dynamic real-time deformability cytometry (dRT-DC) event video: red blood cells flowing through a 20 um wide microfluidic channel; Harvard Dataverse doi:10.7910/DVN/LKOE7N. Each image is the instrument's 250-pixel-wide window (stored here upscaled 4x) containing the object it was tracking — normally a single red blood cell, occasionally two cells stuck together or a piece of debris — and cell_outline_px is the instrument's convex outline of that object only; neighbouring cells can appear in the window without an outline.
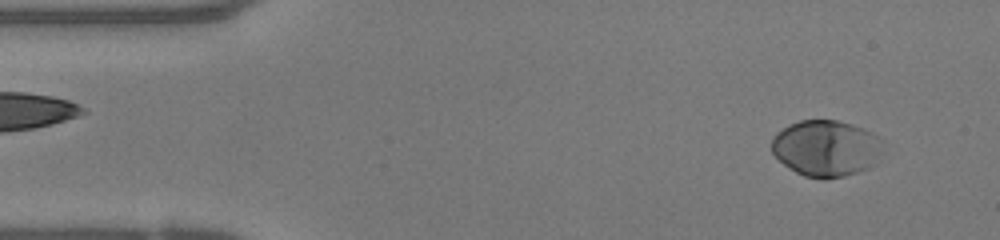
{"species": "human", "species_latin": "Homo sapiens", "temperature_condition": "warm", "stored_images_in_passage": 47, "camera_frame_rate_fps": 3000, "um_per_image_px": 0.085, "donor": {"sex": "female"}, "frame": {"image": 1, "passage_image": 3, "time_ms": 0.667, "image_size_px": [1000, 240], "cell_outline_px": [[880, 140], [876, 152], [868, 168], [844, 176], [824, 180], [804, 176], [796, 172], [784, 164], [772, 152], [772, 140], [776, 132], [800, 120], [836, 120], [852, 124], [864, 128], [872, 132]], "centroid_in_image_um": [70.13, 12.6], "position_along_channel_um": 14.9, "area_um2": 35.66}}
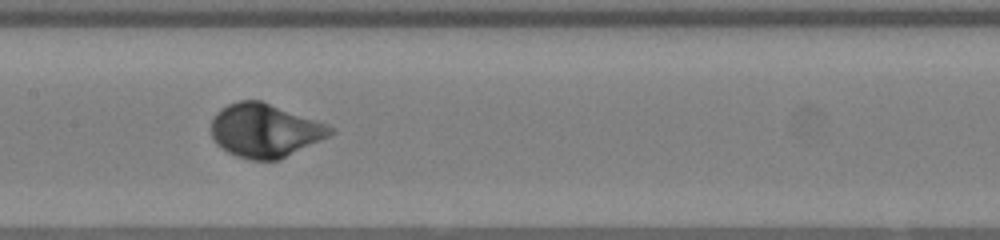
{"frame": {"image": 2, "passage_image": 22, "time_ms": 7.0, "image_size_px": [1000, 240], "cell_outline_px": [[336, 132], [280, 160], [248, 160], [236, 156], [228, 152], [216, 144], [212, 136], [212, 120], [216, 112], [220, 108], [228, 104], [240, 100], [260, 100], [328, 124], [336, 128]], "centroid_in_image_um": [22.52, 11.09], "position_along_channel_um": 184.9, "area_um2": 37.28}}
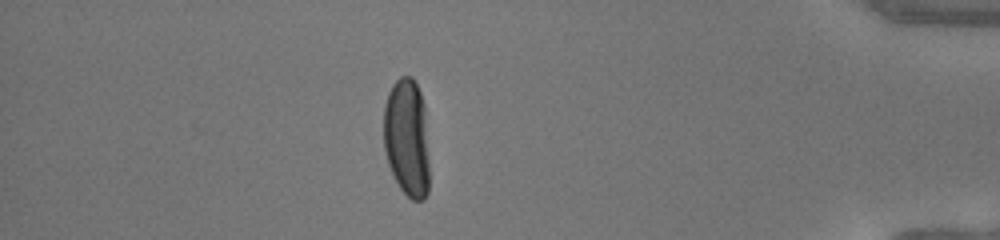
{"frame": {"image": 3, "passage_image": 41, "time_ms": 13.333, "image_size_px": [1000, 240], "cell_outline_px": [[428, 192], [424, 200], [412, 200], [400, 188], [388, 164], [384, 148], [384, 104], [388, 92], [392, 84], [400, 76], [412, 76], [420, 92], [424, 104], [428, 160]], "centroid_in_image_um": [34.57, 11.69], "position_along_channel_um": 400.6, "area_um2": 31.5}, "authors_computed_cell_mechanics": {"area_um2": 35.547, "velocity_mm_per_s": 4.1594, "shape_relaxation_time_tau1_ms": 1.9061, "shape_relaxation_time_tau2_ms": null, "deformation_change_tau1": 0.1491, "deformation_change_tau2": null}}